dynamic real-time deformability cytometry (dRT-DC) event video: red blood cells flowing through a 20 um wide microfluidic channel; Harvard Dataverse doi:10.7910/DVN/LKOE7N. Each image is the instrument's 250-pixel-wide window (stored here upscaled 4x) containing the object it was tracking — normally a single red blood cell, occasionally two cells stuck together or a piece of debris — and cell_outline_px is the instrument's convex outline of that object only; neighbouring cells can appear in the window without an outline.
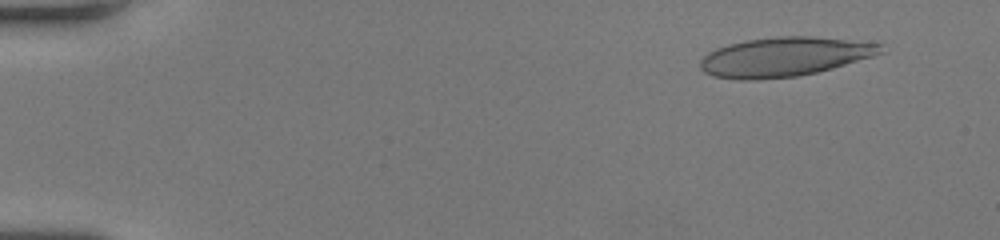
{"species": "human", "species_latin": "Homo sapiens", "temperature_condition": "room temperature", "stored_images_in_passage": 52, "camera_frame_rate_fps": 3000, "um_per_image_px": 0.085, "donor": {"sex": "female"}, "frame": {"image": 1, "passage_image": 5, "time_ms": 1.333, "image_size_px": [1000, 240], "cell_outline_px": [[888, 52], [832, 68], [816, 72], [796, 76], [756, 80], [740, 80], [712, 76], [704, 72], [700, 68], [700, 60], [708, 52], [716, 48], [728, 44], [748, 40], [776, 36], [808, 36], [884, 44]], "centroid_in_image_um": [66.68, 4.83], "position_along_channel_um": 18.3, "area_um2": 41.38}}
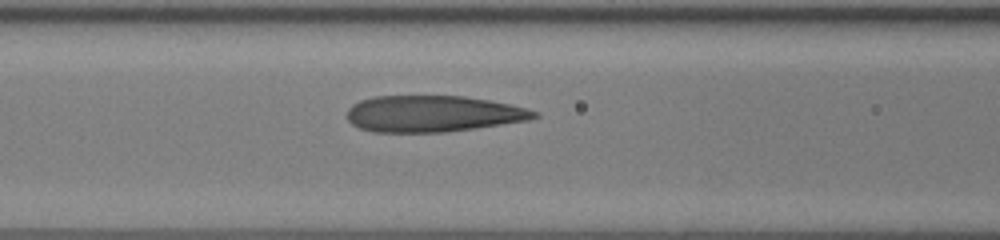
{"frame": {"image": 2, "passage_image": 23, "time_ms": 7.333, "image_size_px": [1000, 240], "cell_outline_px": [[540, 116], [528, 120], [476, 128], [444, 132], [372, 132], [360, 128], [352, 124], [348, 120], [348, 108], [352, 104], [360, 100], [376, 96], [464, 96], [488, 100], [528, 108], [540, 112]], "centroid_in_image_um": [36.81, 9.67], "position_along_channel_um": 129.8, "area_um2": 39.71}}
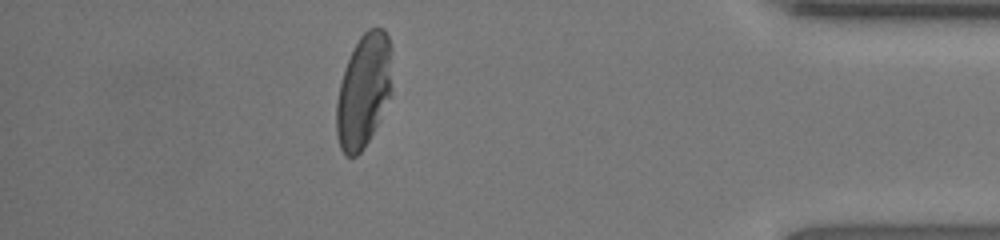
{"frame": {"image": 3, "passage_image": 46, "time_ms": 15.0, "image_size_px": [1000, 240], "cell_outline_px": [[392, 96], [364, 148], [356, 156], [344, 156], [340, 148], [336, 132], [336, 104], [340, 84], [344, 68], [360, 36], [368, 28], [384, 28], [388, 36], [392, 48]], "centroid_in_image_um": [30.94, 7.71], "position_along_channel_um": 404.3, "area_um2": 37.28}, "authors_computed_cell_mechanics": {"area_um2": 40.3733, "velocity_mm_per_s": 4.0793, "shape_relaxation_time_tau1_ms": 6.173, "shape_relaxation_time_tau2_ms": 1.4204, "deformation_change_tau1": 0.2152, "deformation_change_tau2": 0.0926}}